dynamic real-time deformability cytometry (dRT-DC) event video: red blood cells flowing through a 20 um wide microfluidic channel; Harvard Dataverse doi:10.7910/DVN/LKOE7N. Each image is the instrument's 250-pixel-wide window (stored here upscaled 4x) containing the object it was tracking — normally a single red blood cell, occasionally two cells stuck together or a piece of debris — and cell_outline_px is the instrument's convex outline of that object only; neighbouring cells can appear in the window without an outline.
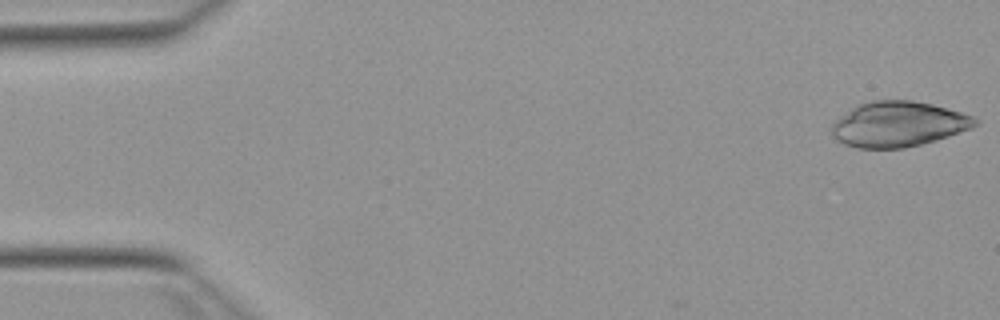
{"species": "Egyptian fruit bat (a non-hibernating species)", "species_latin": "Rousettus aegyptiacus", "temperature_condition": "warm", "stored_images_in_passage": 12, "camera_frame_rate_fps": 3000, "um_per_image_px": 0.085, "animal": {"sex": "female"}, "frame": {"image": 1, "passage_image": 1, "time_ms": 0.0, "image_size_px": [1000, 320], "cell_outline_px": [[980, 124], [972, 128], [936, 140], [904, 148], [856, 148], [844, 144], [836, 140], [832, 136], [832, 124], [840, 116], [852, 108], [860, 104], [872, 100], [912, 100], [932, 104], [960, 112], [972, 116], [980, 120]], "centroid_in_image_um": [76.36, 10.56], "position_along_channel_um": 8.6, "area_um2": 37.8}}